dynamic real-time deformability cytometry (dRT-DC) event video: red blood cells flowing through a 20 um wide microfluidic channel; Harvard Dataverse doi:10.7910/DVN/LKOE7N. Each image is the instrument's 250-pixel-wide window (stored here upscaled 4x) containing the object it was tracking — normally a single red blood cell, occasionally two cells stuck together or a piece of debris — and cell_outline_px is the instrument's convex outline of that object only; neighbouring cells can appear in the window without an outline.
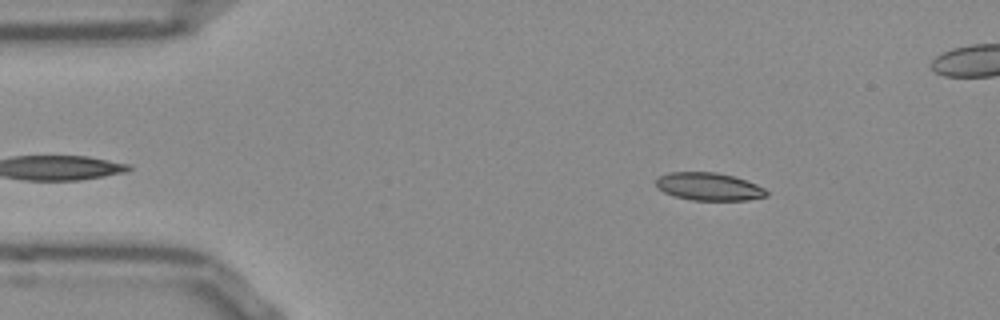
{"species": "Egyptian fruit bat (a non-hibernating species)", "species_latin": "Rousettus aegyptiacus", "temperature_condition": "room temperature", "stored_images_in_passage": 41, "camera_frame_rate_fps": 3000, "um_per_image_px": 0.085, "frame": {"image": 1, "passage_image": 4, "time_ms": 1.0, "image_size_px": [1000, 320], "cell_outline_px": [[768, 196], [748, 200], [692, 200], [676, 196], [664, 192], [656, 188], [656, 180], [660, 176], [668, 172], [716, 172], [732, 176], [756, 184], [764, 188], [768, 192]], "centroid_in_image_um": [60.25, 15.86], "position_along_channel_um": 24.8, "area_um2": 17.8}}
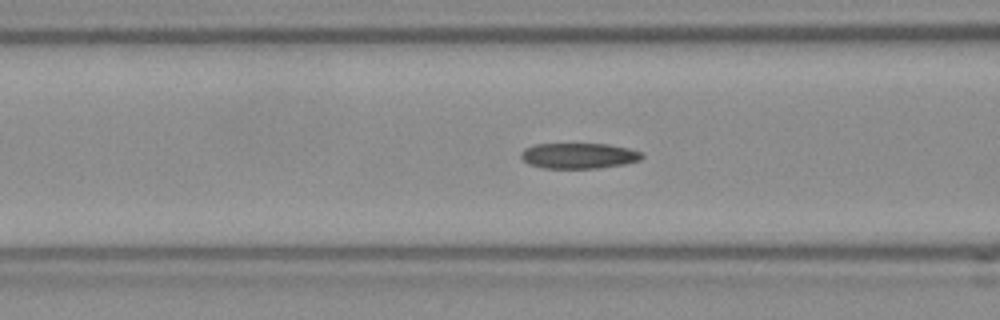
{"frame": {"image": 2, "passage_image": 16, "time_ms": 5.0, "image_size_px": [1000, 320], "cell_outline_px": [[644, 156], [640, 160], [624, 164], [600, 168], [544, 168], [528, 164], [520, 156], [520, 152], [524, 148], [536, 144], [608, 144], [628, 148], [640, 152]], "centroid_in_image_um": [49.18, 13.24], "position_along_channel_um": 117.4, "area_um2": 18.03}}
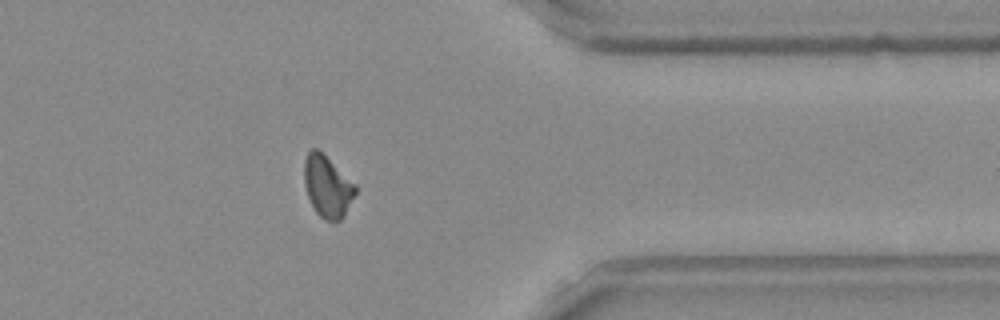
{"frame": {"image": 3, "passage_image": 38, "time_ms": 12.333, "image_size_px": [1000, 320], "cell_outline_px": [[356, 192], [344, 216], [340, 220], [324, 220], [316, 212], [308, 196], [304, 184], [304, 160], [308, 152], [312, 148], [320, 148], [356, 184]], "centroid_in_image_um": [27.83, 15.79], "position_along_channel_um": 383.6, "area_um2": 18.61}, "authors_computed_cell_mechanics": {"area_um2": 18.3804, "velocity_mm_per_s": 3.8443, "shape_relaxation_time_tau1_ms": null, "shape_relaxation_time_tau2_ms": 4.742, "deformation_change_tau1": null, "deformation_change_tau2": 0.1056}}